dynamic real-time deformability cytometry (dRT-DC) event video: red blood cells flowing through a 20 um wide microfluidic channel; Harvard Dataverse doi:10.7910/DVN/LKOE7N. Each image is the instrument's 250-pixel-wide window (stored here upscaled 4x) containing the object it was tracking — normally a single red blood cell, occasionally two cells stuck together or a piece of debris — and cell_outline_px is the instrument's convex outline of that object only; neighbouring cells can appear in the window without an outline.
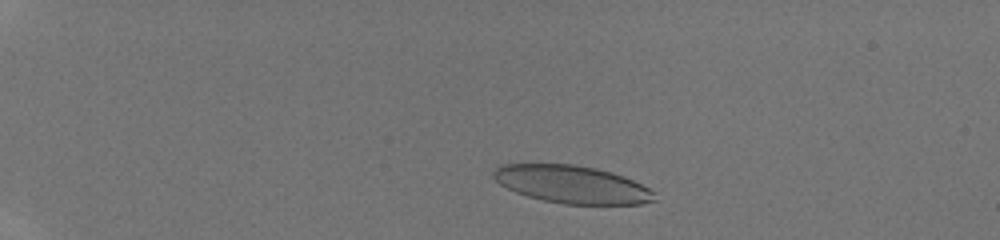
{"species": "human", "species_latin": "Homo sapiens", "temperature_condition": "room temperature", "stored_images_in_passage": 40, "camera_frame_rate_fps": 3000, "um_per_image_px": 0.085, "donor": {"sex": "male"}, "frame": {"image": 1, "passage_image": 5, "time_ms": 1.333, "image_size_px": [1000, 240], "cell_outline_px": [[656, 200], [640, 204], [564, 204], [544, 200], [528, 196], [516, 192], [500, 184], [492, 176], [492, 172], [500, 164], [576, 164], [596, 168], [612, 172], [624, 176], [656, 192]], "centroid_in_image_um": [48.63, 15.67], "position_along_channel_um": 36.4, "area_um2": 35.37}}
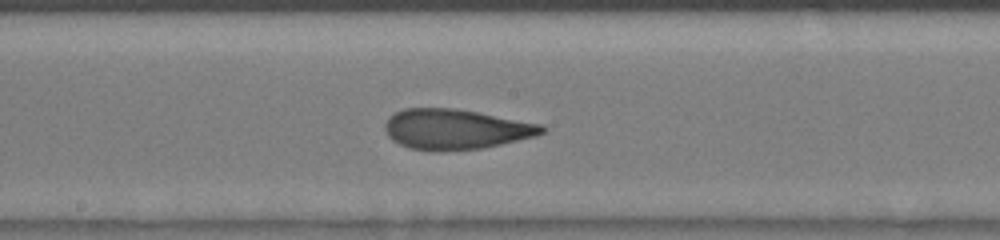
{"frame": {"image": 2, "passage_image": 22, "time_ms": 7.0, "image_size_px": [1000, 240], "cell_outline_px": [[548, 128], [544, 132], [536, 136], [484, 148], [436, 152], [408, 148], [392, 140], [388, 136], [384, 128], [384, 124], [388, 116], [404, 108], [452, 108], [476, 112], [544, 124]], "centroid_in_image_um": [38.73, 10.99], "position_along_channel_um": 209.5, "area_um2": 37.11}}
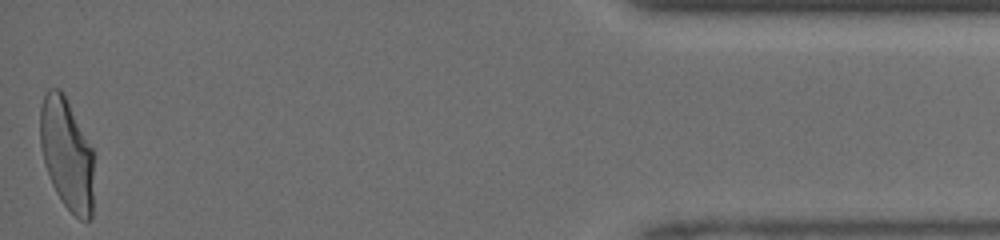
{"frame": {"image": 3, "passage_image": 40, "time_ms": 13.0, "image_size_px": [1000, 240], "cell_outline_px": [[92, 220], [80, 220], [60, 200], [52, 184], [44, 164], [40, 144], [40, 108], [44, 92], [48, 88], [60, 88], [64, 92], [92, 148]], "centroid_in_image_um": [5.65, 13.04], "position_along_channel_um": 429.6, "area_um2": 35.03}}